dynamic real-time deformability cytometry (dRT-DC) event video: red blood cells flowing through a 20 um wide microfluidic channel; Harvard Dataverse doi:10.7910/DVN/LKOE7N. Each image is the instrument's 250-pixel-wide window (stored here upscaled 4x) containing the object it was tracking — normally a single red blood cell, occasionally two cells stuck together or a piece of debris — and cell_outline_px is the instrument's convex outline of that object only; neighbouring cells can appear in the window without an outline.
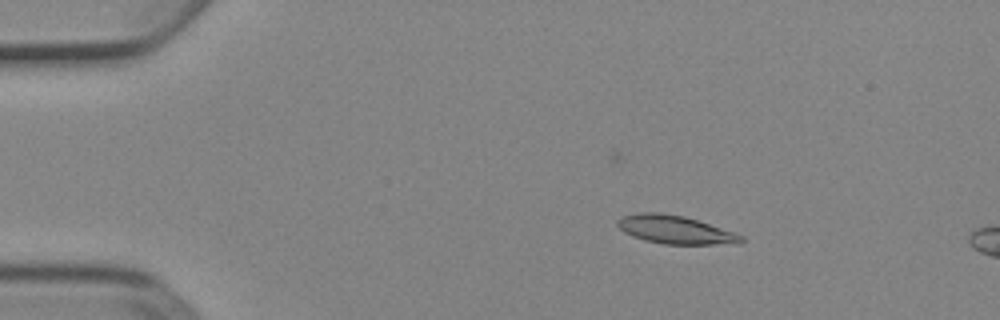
{"species": "Egyptian fruit bat (a non-hibernating species)", "species_latin": "Rousettus aegyptiacus", "temperature_condition": "cold", "stored_images_in_passage": 13, "camera_frame_rate_fps": 3000, "um_per_image_px": 0.085, "animal": {"sex": "female"}, "frame": {"image": 1, "passage_image": 8, "time_ms": 2.333, "image_size_px": [1000, 320], "cell_outline_px": [[744, 240], [740, 244], [664, 244], [644, 240], [632, 236], [624, 232], [616, 224], [616, 220], [620, 216], [640, 212], [660, 212], [684, 216], [736, 232], [744, 236]], "centroid_in_image_um": [57.4, 19.52], "position_along_channel_um": 27.6, "area_um2": 20.63}}